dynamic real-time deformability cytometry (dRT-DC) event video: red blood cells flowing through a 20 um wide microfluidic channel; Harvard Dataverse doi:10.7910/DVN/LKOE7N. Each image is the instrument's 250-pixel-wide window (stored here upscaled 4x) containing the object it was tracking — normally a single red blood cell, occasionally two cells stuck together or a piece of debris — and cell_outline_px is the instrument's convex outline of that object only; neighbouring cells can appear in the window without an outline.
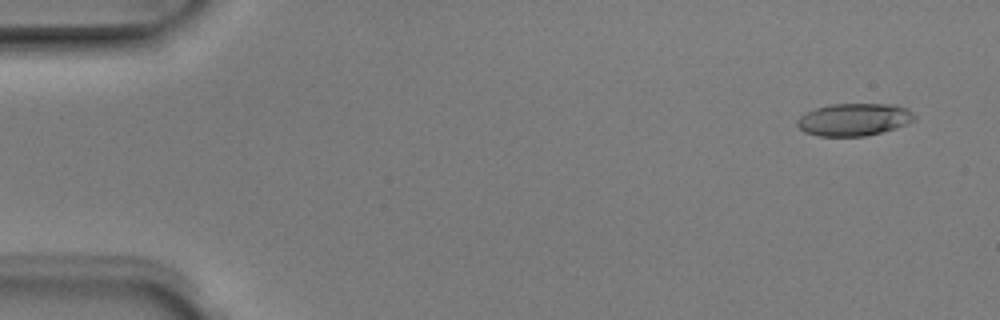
{"species": "Egyptian fruit bat (a non-hibernating species)", "species_latin": "Rousettus aegyptiacus", "temperature_condition": "room temperature", "stored_images_in_passage": 3, "camera_frame_rate_fps": 3000, "um_per_image_px": 0.085, "animal": {"sex": "male"}, "frame": {"image": 1, "passage_image": 1, "time_ms": 0.0, "image_size_px": [1000, 320], "cell_outline_px": [[916, 120], [896, 128], [864, 136], [820, 136], [804, 132], [796, 124], [796, 120], [804, 112], [828, 104], [896, 104], [908, 108], [916, 116]], "centroid_in_image_um": [72.59, 10.15], "position_along_channel_um": 12.4, "area_um2": 22.37}}